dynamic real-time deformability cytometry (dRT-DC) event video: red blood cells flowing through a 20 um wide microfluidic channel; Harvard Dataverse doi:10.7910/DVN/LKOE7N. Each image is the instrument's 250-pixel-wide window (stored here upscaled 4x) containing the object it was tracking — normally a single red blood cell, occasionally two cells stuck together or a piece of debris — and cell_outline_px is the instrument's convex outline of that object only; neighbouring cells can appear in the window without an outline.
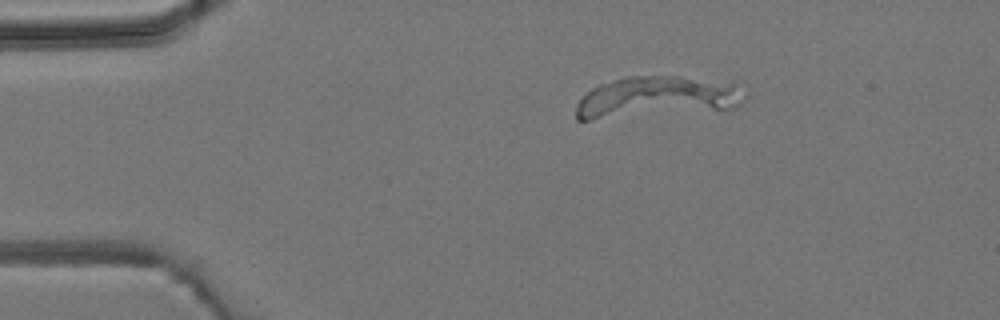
{"species": "common noctule bat (a hibernating species)", "species_latin": "Nyctalus noctula", "temperature_condition": "room temperature", "stored_images_in_passage": 3, "camera_frame_rate_fps": 3000, "um_per_image_px": 0.085, "animal": {"sex": "male", "body_mass_g": 19.2, "forearm_length_mm": 51.8}, "frame": {"image": 1, "passage_image": 1, "time_ms": 0.0, "image_size_px": [1000, 320], "cell_outline_px": [[748, 92], [744, 100], [740, 104], [728, 108], [588, 120], [576, 120], [576, 104], [592, 88], [600, 84], [628, 76], [680, 76], [748, 84]], "centroid_in_image_um": [55.92, 8.22], "position_along_channel_um": 29.1, "area_um2": 40.52}}